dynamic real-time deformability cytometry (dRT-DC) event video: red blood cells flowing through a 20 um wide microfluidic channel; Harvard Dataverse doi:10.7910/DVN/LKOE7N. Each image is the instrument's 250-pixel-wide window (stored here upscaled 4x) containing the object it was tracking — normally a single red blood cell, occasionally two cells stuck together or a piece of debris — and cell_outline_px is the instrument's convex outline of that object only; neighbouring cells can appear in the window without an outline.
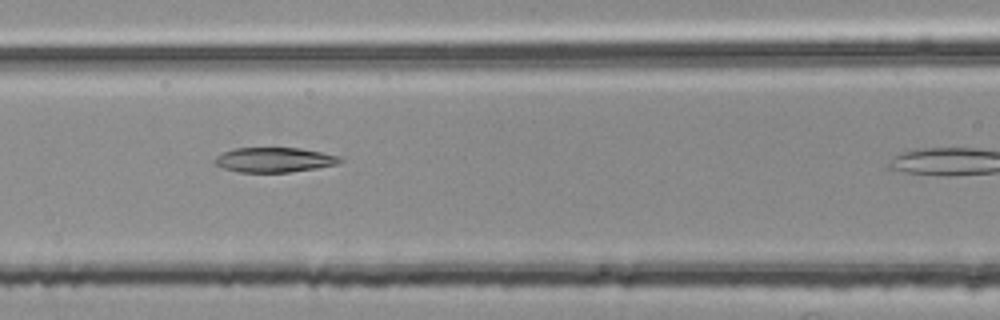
{"species": "common noctule bat (a hibernating species)", "species_latin": "Nyctalus noctula", "temperature_condition": "room temperature", "stored_images_in_passage": 15, "camera_frame_rate_fps": 3000, "um_per_image_px": 0.085, "animal": {"sex": "female", "body_mass_g": 25.1}, "frame": {"image": 1, "passage_image": 11, "time_ms": 3.333, "image_size_px": [1000, 320], "cell_outline_px": [[344, 160], [336, 164], [316, 168], [288, 172], [240, 172], [224, 168], [216, 164], [212, 160], [216, 156], [232, 148], [300, 148], [340, 156]], "centroid_in_image_um": [23.3, 13.58], "position_along_channel_um": 143.3, "area_um2": 17.98}}